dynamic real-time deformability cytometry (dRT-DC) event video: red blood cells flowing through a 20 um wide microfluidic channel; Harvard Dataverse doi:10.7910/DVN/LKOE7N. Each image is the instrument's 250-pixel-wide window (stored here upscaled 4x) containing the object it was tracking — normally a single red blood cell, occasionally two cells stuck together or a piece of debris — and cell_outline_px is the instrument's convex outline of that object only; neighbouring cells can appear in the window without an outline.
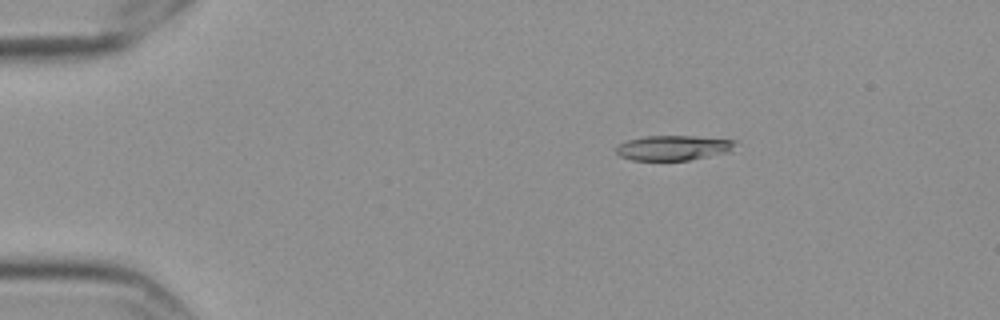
{"species": "Egyptian fruit bat (a non-hibernating species)", "species_latin": "Rousettus aegyptiacus", "temperature_condition": "cold", "stored_images_in_passage": 52, "camera_frame_rate_fps": 3000, "um_per_image_px": 0.085, "frame": {"image": 1, "passage_image": 5, "time_ms": 1.333, "image_size_px": [1000, 320], "cell_outline_px": [[736, 140], [728, 152], [688, 160], [632, 160], [620, 156], [616, 152], [616, 148], [620, 144], [628, 140], [644, 136], [692, 136]], "centroid_in_image_um": [57.18, 12.56], "position_along_channel_um": 27.8, "area_um2": 16.99}}
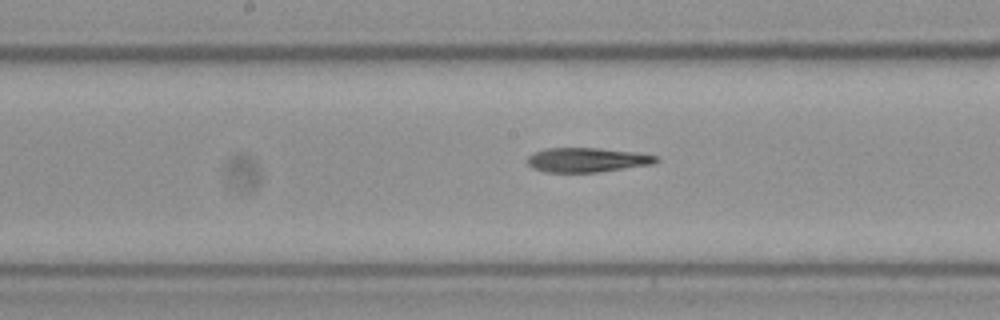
{"frame": {"image": 2, "passage_image": 25, "time_ms": 8.0, "image_size_px": [1000, 320], "cell_outline_px": [[660, 160], [652, 164], [596, 172], [544, 172], [532, 168], [528, 164], [528, 156], [532, 152], [544, 148], [600, 148], [636, 152], [660, 156]], "centroid_in_image_um": [49.89, 13.58], "position_along_channel_um": 198.3, "area_um2": 18.44}}
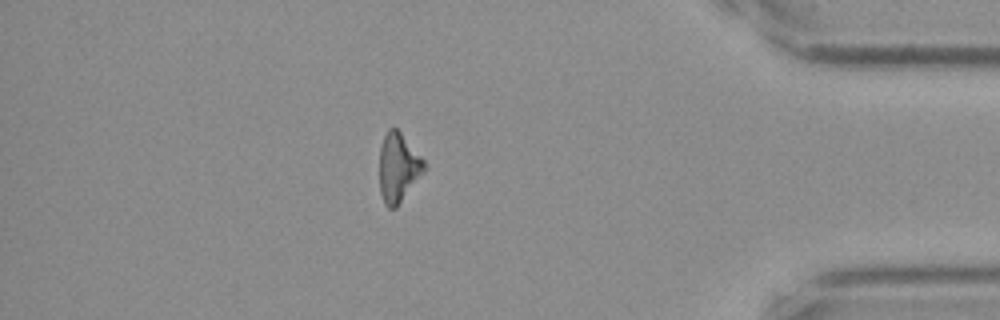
{"frame": {"image": 3, "passage_image": 45, "time_ms": 14.667, "image_size_px": [1000, 320], "cell_outline_px": [[424, 172], [396, 208], [388, 208], [384, 204], [380, 192], [380, 148], [384, 136], [388, 128], [396, 128], [400, 132], [424, 160]], "centroid_in_image_um": [33.84, 14.26], "position_along_channel_um": 401.4, "area_um2": 17.74}, "authors_computed_cell_mechanics": {"area_um2": 18.6405, "velocity_mm_per_s": 3.5784, "shape_relaxation_time_tau1_ms": 9.7971, "shape_relaxation_time_tau2_ms": 8.9698, "deformation_change_tau1": 0.2627, "deformation_change_tau2": 0.212}}